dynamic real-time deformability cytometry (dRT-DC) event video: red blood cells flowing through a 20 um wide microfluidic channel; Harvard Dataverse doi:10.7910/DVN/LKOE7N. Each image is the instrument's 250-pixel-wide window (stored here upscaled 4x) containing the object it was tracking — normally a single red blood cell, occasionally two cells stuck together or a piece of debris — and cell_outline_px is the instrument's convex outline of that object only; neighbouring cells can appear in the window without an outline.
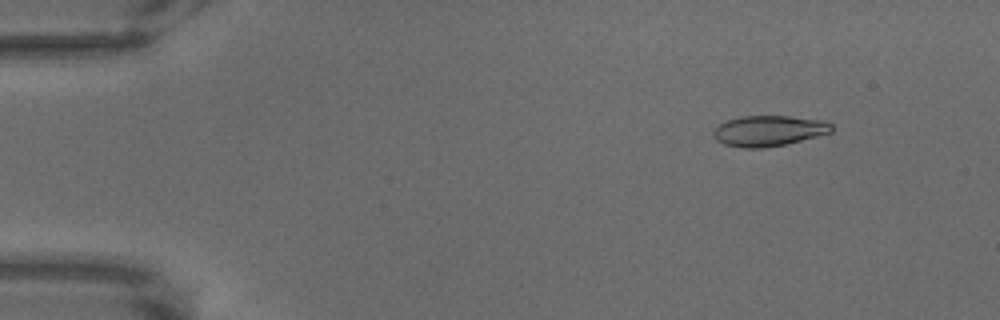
{"species": "common noctule bat (a hibernating species)", "species_latin": "Nyctalus noctula", "temperature_condition": "warm", "stored_images_in_passage": 68, "camera_frame_rate_fps": 3000, "um_per_image_px": 0.085, "animal": {"sex": "male", "body_mass_g": 18.8}, "frame": {"image": 1, "passage_image": 8, "time_ms": 2.333, "image_size_px": [1000, 320], "cell_outline_px": [[832, 132], [784, 144], [764, 148], [744, 148], [724, 144], [716, 140], [712, 136], [712, 128], [728, 120], [740, 116], [788, 116], [824, 120], [832, 124]], "centroid_in_image_um": [65.3, 11.11], "position_along_channel_um": 19.7, "area_um2": 21.1}}
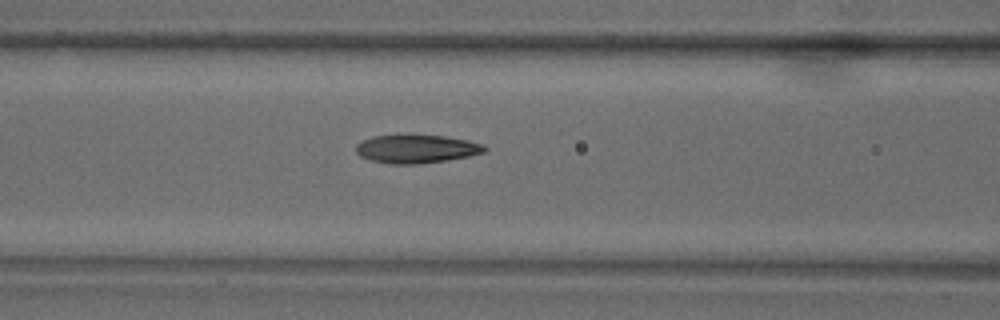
{"frame": {"image": 2, "passage_image": 29, "time_ms": 9.333, "image_size_px": [1000, 320], "cell_outline_px": [[488, 148], [484, 152], [468, 156], [448, 160], [420, 164], [388, 164], [372, 160], [360, 156], [356, 152], [356, 144], [372, 136], [444, 136], [468, 140], [484, 144]], "centroid_in_image_um": [35.42, 12.67], "position_along_channel_um": 131.2, "area_um2": 21.04}}
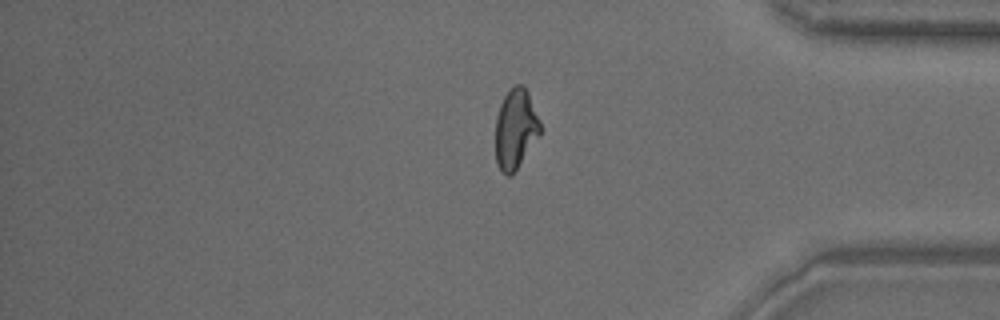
{"frame": {"image": 3, "passage_image": 57, "time_ms": 18.667, "image_size_px": [1000, 320], "cell_outline_px": [[540, 132], [512, 176], [504, 176], [500, 172], [496, 164], [496, 116], [500, 104], [508, 88], [516, 84], [524, 84], [528, 92], [540, 120]], "centroid_in_image_um": [43.79, 10.95], "position_along_channel_um": 391.4, "area_um2": 20.92}}